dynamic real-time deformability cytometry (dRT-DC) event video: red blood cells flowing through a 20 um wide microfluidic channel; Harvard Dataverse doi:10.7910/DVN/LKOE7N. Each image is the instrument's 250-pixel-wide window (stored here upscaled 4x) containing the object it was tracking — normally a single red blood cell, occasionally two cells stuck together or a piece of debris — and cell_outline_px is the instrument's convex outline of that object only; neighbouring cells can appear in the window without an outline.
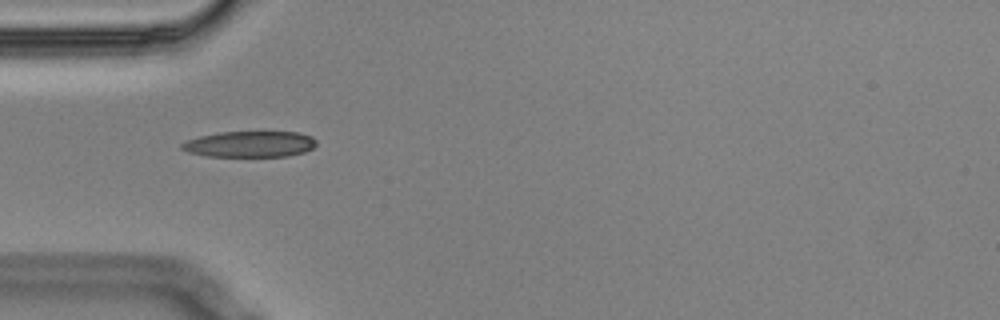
{"species": "Egyptian fruit bat (a non-hibernating species)", "species_latin": "Rousettus aegyptiacus", "temperature_condition": "cold", "stored_images_in_passage": 2, "camera_frame_rate_fps": 3000, "um_per_image_px": 0.085, "animal": {"sex": "male"}, "frame": {"image": 1, "passage_image": 1, "time_ms": 0.0, "image_size_px": [1000, 320], "cell_outline_px": [[316, 144], [312, 148], [304, 152], [288, 156], [208, 156], [188, 152], [180, 148], [180, 144], [188, 140], [200, 136], [220, 132], [300, 132], [312, 136], [316, 140]], "centroid_in_image_um": [21.25, 12.25], "position_along_channel_um": 63.7, "area_um2": 20.35}}
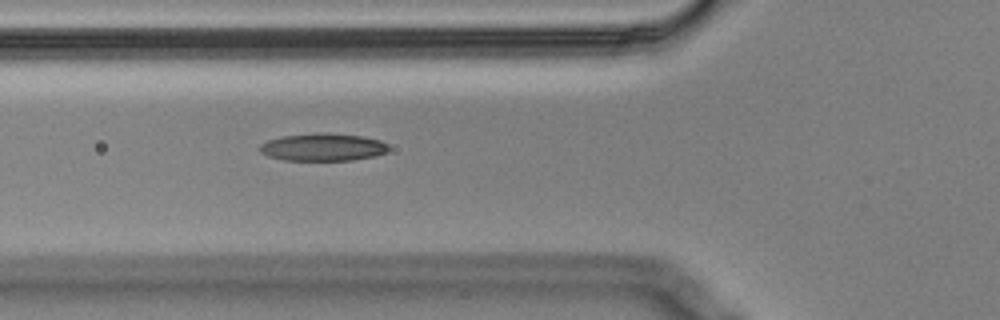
{"frame": {"image": 2, "passage_image": 2, "time_ms": 0.333, "image_size_px": [1000, 320], "cell_outline_px": [[388, 152], [376, 156], [352, 160], [284, 160], [268, 156], [260, 152], [260, 144], [268, 140], [280, 136], [316, 132], [320, 132], [360, 136], [380, 140], [388, 144]], "centroid_in_image_um": [27.44, 12.5], "position_along_channel_um": 98.4, "area_um2": 20.81}}